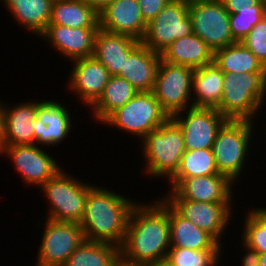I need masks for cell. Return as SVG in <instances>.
I'll use <instances>...</instances> for the list:
<instances>
[{
	"label": "cell",
	"mask_w": 266,
	"mask_h": 266,
	"mask_svg": "<svg viewBox=\"0 0 266 266\" xmlns=\"http://www.w3.org/2000/svg\"><path fill=\"white\" fill-rule=\"evenodd\" d=\"M170 116L161 107L153 92H138L124 106L113 111L102 123L115 126L143 139L164 124Z\"/></svg>",
	"instance_id": "7"
},
{
	"label": "cell",
	"mask_w": 266,
	"mask_h": 266,
	"mask_svg": "<svg viewBox=\"0 0 266 266\" xmlns=\"http://www.w3.org/2000/svg\"><path fill=\"white\" fill-rule=\"evenodd\" d=\"M259 2L265 4L266 3V0H258Z\"/></svg>",
	"instance_id": "44"
},
{
	"label": "cell",
	"mask_w": 266,
	"mask_h": 266,
	"mask_svg": "<svg viewBox=\"0 0 266 266\" xmlns=\"http://www.w3.org/2000/svg\"><path fill=\"white\" fill-rule=\"evenodd\" d=\"M141 140L144 172L152 177L164 176L169 181L177 173L186 150L179 125L170 117Z\"/></svg>",
	"instance_id": "4"
},
{
	"label": "cell",
	"mask_w": 266,
	"mask_h": 266,
	"mask_svg": "<svg viewBox=\"0 0 266 266\" xmlns=\"http://www.w3.org/2000/svg\"><path fill=\"white\" fill-rule=\"evenodd\" d=\"M229 14L236 13L238 9L256 5L258 0H221Z\"/></svg>",
	"instance_id": "37"
},
{
	"label": "cell",
	"mask_w": 266,
	"mask_h": 266,
	"mask_svg": "<svg viewBox=\"0 0 266 266\" xmlns=\"http://www.w3.org/2000/svg\"><path fill=\"white\" fill-rule=\"evenodd\" d=\"M93 185L88 190L80 226L87 241L123 244L129 216L137 203L124 195Z\"/></svg>",
	"instance_id": "2"
},
{
	"label": "cell",
	"mask_w": 266,
	"mask_h": 266,
	"mask_svg": "<svg viewBox=\"0 0 266 266\" xmlns=\"http://www.w3.org/2000/svg\"><path fill=\"white\" fill-rule=\"evenodd\" d=\"M171 0H138L141 15L148 24Z\"/></svg>",
	"instance_id": "36"
},
{
	"label": "cell",
	"mask_w": 266,
	"mask_h": 266,
	"mask_svg": "<svg viewBox=\"0 0 266 266\" xmlns=\"http://www.w3.org/2000/svg\"><path fill=\"white\" fill-rule=\"evenodd\" d=\"M243 244V247L247 252H245V255H242V264L241 266H260L259 259L260 254L254 249L249 247L248 245Z\"/></svg>",
	"instance_id": "38"
},
{
	"label": "cell",
	"mask_w": 266,
	"mask_h": 266,
	"mask_svg": "<svg viewBox=\"0 0 266 266\" xmlns=\"http://www.w3.org/2000/svg\"><path fill=\"white\" fill-rule=\"evenodd\" d=\"M35 266H63L86 240L79 223L47 219Z\"/></svg>",
	"instance_id": "11"
},
{
	"label": "cell",
	"mask_w": 266,
	"mask_h": 266,
	"mask_svg": "<svg viewBox=\"0 0 266 266\" xmlns=\"http://www.w3.org/2000/svg\"><path fill=\"white\" fill-rule=\"evenodd\" d=\"M0 103L4 119L5 145L35 144L32 122L37 116V102L26 101L12 108L4 106L1 101Z\"/></svg>",
	"instance_id": "22"
},
{
	"label": "cell",
	"mask_w": 266,
	"mask_h": 266,
	"mask_svg": "<svg viewBox=\"0 0 266 266\" xmlns=\"http://www.w3.org/2000/svg\"><path fill=\"white\" fill-rule=\"evenodd\" d=\"M4 147H5L4 119H3L2 107L0 103V156L2 155Z\"/></svg>",
	"instance_id": "40"
},
{
	"label": "cell",
	"mask_w": 266,
	"mask_h": 266,
	"mask_svg": "<svg viewBox=\"0 0 266 266\" xmlns=\"http://www.w3.org/2000/svg\"><path fill=\"white\" fill-rule=\"evenodd\" d=\"M221 251H197L187 248H170L166 260L172 266H217Z\"/></svg>",
	"instance_id": "34"
},
{
	"label": "cell",
	"mask_w": 266,
	"mask_h": 266,
	"mask_svg": "<svg viewBox=\"0 0 266 266\" xmlns=\"http://www.w3.org/2000/svg\"><path fill=\"white\" fill-rule=\"evenodd\" d=\"M92 186L66 174L62 169L59 170L40 186L50 204L46 219L80 224L85 211L88 190Z\"/></svg>",
	"instance_id": "5"
},
{
	"label": "cell",
	"mask_w": 266,
	"mask_h": 266,
	"mask_svg": "<svg viewBox=\"0 0 266 266\" xmlns=\"http://www.w3.org/2000/svg\"><path fill=\"white\" fill-rule=\"evenodd\" d=\"M136 203L130 213L123 244L119 247L120 265L143 266L166 259L170 249L168 202Z\"/></svg>",
	"instance_id": "1"
},
{
	"label": "cell",
	"mask_w": 266,
	"mask_h": 266,
	"mask_svg": "<svg viewBox=\"0 0 266 266\" xmlns=\"http://www.w3.org/2000/svg\"><path fill=\"white\" fill-rule=\"evenodd\" d=\"M253 122L227 120L218 130L212 146L219 173L226 175L233 183L240 177L242 168L245 167V161H247L251 134L254 132Z\"/></svg>",
	"instance_id": "6"
},
{
	"label": "cell",
	"mask_w": 266,
	"mask_h": 266,
	"mask_svg": "<svg viewBox=\"0 0 266 266\" xmlns=\"http://www.w3.org/2000/svg\"><path fill=\"white\" fill-rule=\"evenodd\" d=\"M213 56V50L194 33L173 41L161 53L164 61L192 69L202 68L212 63Z\"/></svg>",
	"instance_id": "24"
},
{
	"label": "cell",
	"mask_w": 266,
	"mask_h": 266,
	"mask_svg": "<svg viewBox=\"0 0 266 266\" xmlns=\"http://www.w3.org/2000/svg\"><path fill=\"white\" fill-rule=\"evenodd\" d=\"M213 62L223 72L266 73L263 63L241 42L214 51Z\"/></svg>",
	"instance_id": "28"
},
{
	"label": "cell",
	"mask_w": 266,
	"mask_h": 266,
	"mask_svg": "<svg viewBox=\"0 0 266 266\" xmlns=\"http://www.w3.org/2000/svg\"><path fill=\"white\" fill-rule=\"evenodd\" d=\"M15 20L40 36L47 28L51 19L53 0H1Z\"/></svg>",
	"instance_id": "26"
},
{
	"label": "cell",
	"mask_w": 266,
	"mask_h": 266,
	"mask_svg": "<svg viewBox=\"0 0 266 266\" xmlns=\"http://www.w3.org/2000/svg\"><path fill=\"white\" fill-rule=\"evenodd\" d=\"M69 75L68 89L90 108L102 95L110 77L107 68L93 56L74 60Z\"/></svg>",
	"instance_id": "17"
},
{
	"label": "cell",
	"mask_w": 266,
	"mask_h": 266,
	"mask_svg": "<svg viewBox=\"0 0 266 266\" xmlns=\"http://www.w3.org/2000/svg\"><path fill=\"white\" fill-rule=\"evenodd\" d=\"M71 114L57 101H37V116L32 122L36 145L57 146L71 132ZM72 123V124H71Z\"/></svg>",
	"instance_id": "16"
},
{
	"label": "cell",
	"mask_w": 266,
	"mask_h": 266,
	"mask_svg": "<svg viewBox=\"0 0 266 266\" xmlns=\"http://www.w3.org/2000/svg\"><path fill=\"white\" fill-rule=\"evenodd\" d=\"M264 15L266 17V5H264Z\"/></svg>",
	"instance_id": "45"
},
{
	"label": "cell",
	"mask_w": 266,
	"mask_h": 266,
	"mask_svg": "<svg viewBox=\"0 0 266 266\" xmlns=\"http://www.w3.org/2000/svg\"><path fill=\"white\" fill-rule=\"evenodd\" d=\"M171 118L182 130L186 150L212 148L218 130L227 121L216 108L204 107L186 108Z\"/></svg>",
	"instance_id": "12"
},
{
	"label": "cell",
	"mask_w": 266,
	"mask_h": 266,
	"mask_svg": "<svg viewBox=\"0 0 266 266\" xmlns=\"http://www.w3.org/2000/svg\"><path fill=\"white\" fill-rule=\"evenodd\" d=\"M220 174L212 148L185 150L177 173L172 178H192Z\"/></svg>",
	"instance_id": "31"
},
{
	"label": "cell",
	"mask_w": 266,
	"mask_h": 266,
	"mask_svg": "<svg viewBox=\"0 0 266 266\" xmlns=\"http://www.w3.org/2000/svg\"><path fill=\"white\" fill-rule=\"evenodd\" d=\"M90 7H92L98 14L107 5L111 4L114 0H84Z\"/></svg>",
	"instance_id": "39"
},
{
	"label": "cell",
	"mask_w": 266,
	"mask_h": 266,
	"mask_svg": "<svg viewBox=\"0 0 266 266\" xmlns=\"http://www.w3.org/2000/svg\"><path fill=\"white\" fill-rule=\"evenodd\" d=\"M223 77L224 72L214 62L194 69L193 107L217 108L222 98Z\"/></svg>",
	"instance_id": "25"
},
{
	"label": "cell",
	"mask_w": 266,
	"mask_h": 266,
	"mask_svg": "<svg viewBox=\"0 0 266 266\" xmlns=\"http://www.w3.org/2000/svg\"><path fill=\"white\" fill-rule=\"evenodd\" d=\"M193 33L189 16V3L171 0L158 15L147 24L142 43L161 54L173 41Z\"/></svg>",
	"instance_id": "9"
},
{
	"label": "cell",
	"mask_w": 266,
	"mask_h": 266,
	"mask_svg": "<svg viewBox=\"0 0 266 266\" xmlns=\"http://www.w3.org/2000/svg\"><path fill=\"white\" fill-rule=\"evenodd\" d=\"M164 199H185L209 203H232L234 183L223 174L192 178H171ZM233 184V185H232ZM171 193V194H170Z\"/></svg>",
	"instance_id": "13"
},
{
	"label": "cell",
	"mask_w": 266,
	"mask_h": 266,
	"mask_svg": "<svg viewBox=\"0 0 266 266\" xmlns=\"http://www.w3.org/2000/svg\"><path fill=\"white\" fill-rule=\"evenodd\" d=\"M241 43L248 48L266 67V17L255 24Z\"/></svg>",
	"instance_id": "35"
},
{
	"label": "cell",
	"mask_w": 266,
	"mask_h": 266,
	"mask_svg": "<svg viewBox=\"0 0 266 266\" xmlns=\"http://www.w3.org/2000/svg\"><path fill=\"white\" fill-rule=\"evenodd\" d=\"M99 15V28L116 34H124L142 41L147 23L144 21L138 0H114Z\"/></svg>",
	"instance_id": "18"
},
{
	"label": "cell",
	"mask_w": 266,
	"mask_h": 266,
	"mask_svg": "<svg viewBox=\"0 0 266 266\" xmlns=\"http://www.w3.org/2000/svg\"><path fill=\"white\" fill-rule=\"evenodd\" d=\"M242 241L259 254L266 253V208L252 209L245 216Z\"/></svg>",
	"instance_id": "32"
},
{
	"label": "cell",
	"mask_w": 266,
	"mask_h": 266,
	"mask_svg": "<svg viewBox=\"0 0 266 266\" xmlns=\"http://www.w3.org/2000/svg\"><path fill=\"white\" fill-rule=\"evenodd\" d=\"M229 15L221 0H198L189 3L193 33L213 52L236 43L230 32Z\"/></svg>",
	"instance_id": "10"
},
{
	"label": "cell",
	"mask_w": 266,
	"mask_h": 266,
	"mask_svg": "<svg viewBox=\"0 0 266 266\" xmlns=\"http://www.w3.org/2000/svg\"><path fill=\"white\" fill-rule=\"evenodd\" d=\"M99 28H70L49 24L39 36L52 44V47L62 56L74 61L92 57L94 40Z\"/></svg>",
	"instance_id": "19"
},
{
	"label": "cell",
	"mask_w": 266,
	"mask_h": 266,
	"mask_svg": "<svg viewBox=\"0 0 266 266\" xmlns=\"http://www.w3.org/2000/svg\"><path fill=\"white\" fill-rule=\"evenodd\" d=\"M12 160L15 170L21 174L23 182L36 185L38 188L52 178L62 167L56 159L49 156L36 144L33 145H5L2 155ZM6 154V155H5Z\"/></svg>",
	"instance_id": "14"
},
{
	"label": "cell",
	"mask_w": 266,
	"mask_h": 266,
	"mask_svg": "<svg viewBox=\"0 0 266 266\" xmlns=\"http://www.w3.org/2000/svg\"><path fill=\"white\" fill-rule=\"evenodd\" d=\"M265 96L266 73L224 72L222 98L216 109L227 120L253 121Z\"/></svg>",
	"instance_id": "3"
},
{
	"label": "cell",
	"mask_w": 266,
	"mask_h": 266,
	"mask_svg": "<svg viewBox=\"0 0 266 266\" xmlns=\"http://www.w3.org/2000/svg\"><path fill=\"white\" fill-rule=\"evenodd\" d=\"M63 266H120L119 247L111 243L85 240Z\"/></svg>",
	"instance_id": "30"
},
{
	"label": "cell",
	"mask_w": 266,
	"mask_h": 266,
	"mask_svg": "<svg viewBox=\"0 0 266 266\" xmlns=\"http://www.w3.org/2000/svg\"><path fill=\"white\" fill-rule=\"evenodd\" d=\"M139 43L140 41L133 37L99 28L94 40L93 57L107 68L110 76H117L129 53Z\"/></svg>",
	"instance_id": "21"
},
{
	"label": "cell",
	"mask_w": 266,
	"mask_h": 266,
	"mask_svg": "<svg viewBox=\"0 0 266 266\" xmlns=\"http://www.w3.org/2000/svg\"><path fill=\"white\" fill-rule=\"evenodd\" d=\"M143 266H172L166 259L158 260L156 262H151Z\"/></svg>",
	"instance_id": "41"
},
{
	"label": "cell",
	"mask_w": 266,
	"mask_h": 266,
	"mask_svg": "<svg viewBox=\"0 0 266 266\" xmlns=\"http://www.w3.org/2000/svg\"><path fill=\"white\" fill-rule=\"evenodd\" d=\"M179 1H185V2H188V3H190V2H193V1H198V0H179Z\"/></svg>",
	"instance_id": "43"
},
{
	"label": "cell",
	"mask_w": 266,
	"mask_h": 266,
	"mask_svg": "<svg viewBox=\"0 0 266 266\" xmlns=\"http://www.w3.org/2000/svg\"><path fill=\"white\" fill-rule=\"evenodd\" d=\"M182 217L210 234L220 245L232 218L233 203H209L185 199H165ZM232 207V208H231Z\"/></svg>",
	"instance_id": "15"
},
{
	"label": "cell",
	"mask_w": 266,
	"mask_h": 266,
	"mask_svg": "<svg viewBox=\"0 0 266 266\" xmlns=\"http://www.w3.org/2000/svg\"><path fill=\"white\" fill-rule=\"evenodd\" d=\"M193 74L191 67L172 64L161 58L152 92L170 117L193 107Z\"/></svg>",
	"instance_id": "8"
},
{
	"label": "cell",
	"mask_w": 266,
	"mask_h": 266,
	"mask_svg": "<svg viewBox=\"0 0 266 266\" xmlns=\"http://www.w3.org/2000/svg\"><path fill=\"white\" fill-rule=\"evenodd\" d=\"M170 248H187L197 251H221V246L210 234L182 217L168 203Z\"/></svg>",
	"instance_id": "23"
},
{
	"label": "cell",
	"mask_w": 266,
	"mask_h": 266,
	"mask_svg": "<svg viewBox=\"0 0 266 266\" xmlns=\"http://www.w3.org/2000/svg\"><path fill=\"white\" fill-rule=\"evenodd\" d=\"M259 263H260V266H266V253L260 254Z\"/></svg>",
	"instance_id": "42"
},
{
	"label": "cell",
	"mask_w": 266,
	"mask_h": 266,
	"mask_svg": "<svg viewBox=\"0 0 266 266\" xmlns=\"http://www.w3.org/2000/svg\"><path fill=\"white\" fill-rule=\"evenodd\" d=\"M138 91L125 79L110 76L99 99L91 106L94 119L103 122L113 111L124 106Z\"/></svg>",
	"instance_id": "29"
},
{
	"label": "cell",
	"mask_w": 266,
	"mask_h": 266,
	"mask_svg": "<svg viewBox=\"0 0 266 266\" xmlns=\"http://www.w3.org/2000/svg\"><path fill=\"white\" fill-rule=\"evenodd\" d=\"M49 24L70 28H99V15L84 0H55Z\"/></svg>",
	"instance_id": "27"
},
{
	"label": "cell",
	"mask_w": 266,
	"mask_h": 266,
	"mask_svg": "<svg viewBox=\"0 0 266 266\" xmlns=\"http://www.w3.org/2000/svg\"><path fill=\"white\" fill-rule=\"evenodd\" d=\"M161 54L140 42L125 59L119 77L125 78L138 92L153 90Z\"/></svg>",
	"instance_id": "20"
},
{
	"label": "cell",
	"mask_w": 266,
	"mask_h": 266,
	"mask_svg": "<svg viewBox=\"0 0 266 266\" xmlns=\"http://www.w3.org/2000/svg\"><path fill=\"white\" fill-rule=\"evenodd\" d=\"M264 16V4L261 2L253 6L240 8L236 13L230 14L229 26L233 39L236 42H241Z\"/></svg>",
	"instance_id": "33"
}]
</instances>
